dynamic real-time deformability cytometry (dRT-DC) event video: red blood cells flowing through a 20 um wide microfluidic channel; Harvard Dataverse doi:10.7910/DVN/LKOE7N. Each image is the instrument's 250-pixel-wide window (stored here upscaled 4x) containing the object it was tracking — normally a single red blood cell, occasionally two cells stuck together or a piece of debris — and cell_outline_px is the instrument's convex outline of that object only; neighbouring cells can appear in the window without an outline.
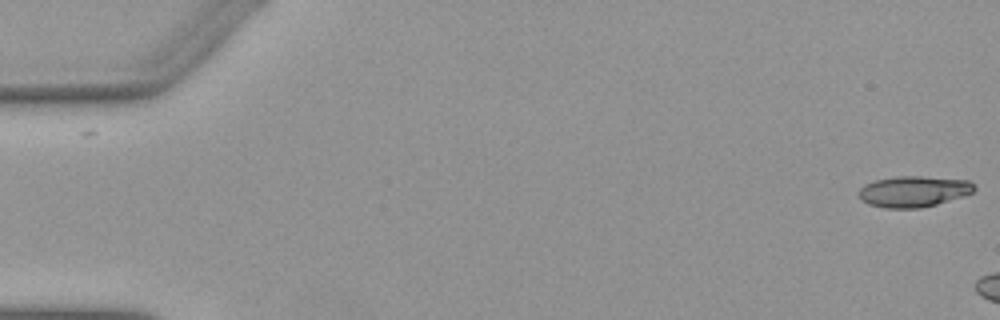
{"species": "Egyptian fruit bat (a non-hibernating species)", "species_latin": "Rousettus aegyptiacus", "temperature_condition": "warm", "stored_images_in_passage": 6, "camera_frame_rate_fps": 3000, "um_per_image_px": 0.085, "animal": {"sex": "female"}, "frame": {"image": 1, "passage_image": 1, "time_ms": 0.0, "image_size_px": [1000, 320], "cell_outline_px": [[976, 188], [972, 192], [964, 196], [936, 204], [920, 208], [884, 208], [868, 204], [860, 200], [860, 188], [864, 184], [876, 180], [900, 176], [920, 176], [968, 180]], "centroid_in_image_um": [77.64, 16.28], "position_along_channel_um": 7.4, "area_um2": 20.75}}